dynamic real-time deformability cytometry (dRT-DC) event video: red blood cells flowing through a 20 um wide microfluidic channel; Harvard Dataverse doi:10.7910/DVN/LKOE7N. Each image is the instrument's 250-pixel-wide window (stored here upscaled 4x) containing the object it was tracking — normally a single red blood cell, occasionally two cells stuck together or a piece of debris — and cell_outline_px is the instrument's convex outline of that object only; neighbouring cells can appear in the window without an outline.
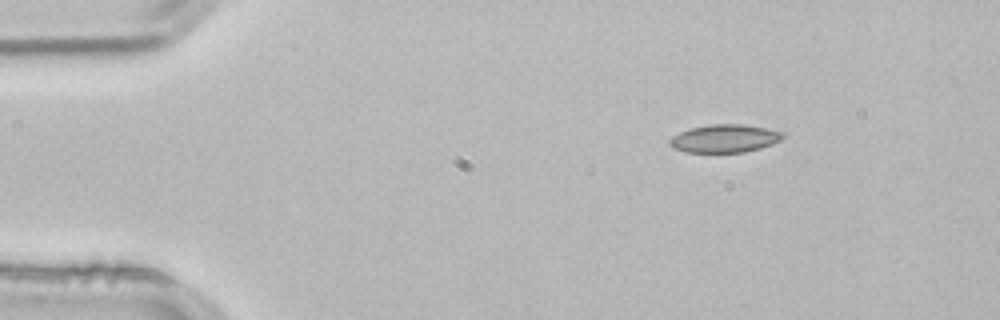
{"species": "common noctule bat (a hibernating species)", "species_latin": "Nyctalus noctula", "temperature_condition": "room temperature", "stored_images_in_passage": 7, "camera_frame_rate_fps": 3000, "um_per_image_px": 0.085, "animal": {"sex": "male", "body_mass_g": 21.5, "forearm_length_mm": 52.0}, "frame": {"image": 1, "passage_image": 7, "time_ms": 2.0, "image_size_px": [1000, 320], "cell_outline_px": [[784, 136], [780, 140], [772, 144], [760, 148], [744, 152], [684, 152], [668, 144], [668, 140], [672, 136], [680, 132], [692, 128], [712, 124], [740, 124], [764, 128], [784, 132]], "centroid_in_image_um": [61.58, 11.77], "position_along_channel_um": 23.4, "area_um2": 18.26}}